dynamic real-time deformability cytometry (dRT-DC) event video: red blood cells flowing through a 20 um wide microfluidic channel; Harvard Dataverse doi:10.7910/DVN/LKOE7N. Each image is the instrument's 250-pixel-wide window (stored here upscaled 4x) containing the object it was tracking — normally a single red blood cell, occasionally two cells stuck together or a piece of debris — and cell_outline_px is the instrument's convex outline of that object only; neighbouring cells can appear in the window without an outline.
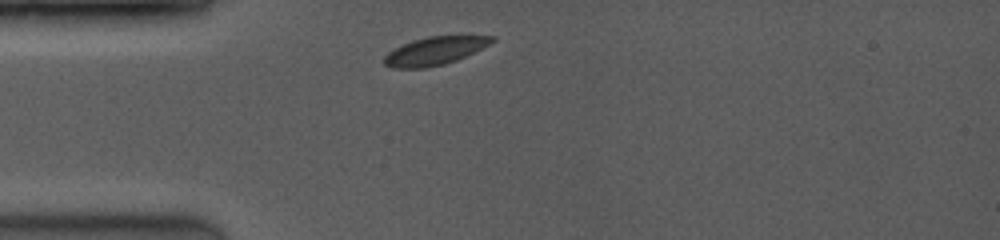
{"species": "common noctule bat (a hibernating species)", "species_latin": "Nyctalus noctula", "temperature_condition": "room temperature", "stored_images_in_passage": 3, "camera_frame_rate_fps": 3500, "um_per_image_px": 0.085, "animal": {"sex": "female", "body_mass_g": 19.0, "forearm_length_mm": 53.3}, "frame": {"image": 1, "passage_image": 1, "time_ms": 0.0, "image_size_px": [1000, 240], "cell_outline_px": [[496, 40], [456, 60], [444, 64], [424, 68], [392, 68], [384, 64], [384, 56], [388, 52], [412, 40], [428, 36], [496, 36]], "centroid_in_image_um": [36.92, 4.33], "position_along_channel_um": 48.1, "area_um2": 17.28}}
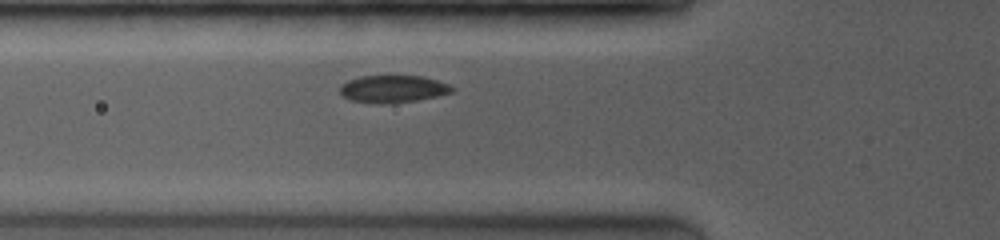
{"frame": {"image": 2, "passage_image": 3, "time_ms": 1.429, "image_size_px": [1000, 240], "cell_outline_px": [[452, 92], [436, 96], [416, 100], [352, 100], [344, 96], [340, 92], [340, 84], [348, 80], [360, 76], [420, 76], [436, 80], [448, 84], [452, 88]], "centroid_in_image_um": [33.4, 7.49], "position_along_channel_um": 92.4, "area_um2": 16.59}}